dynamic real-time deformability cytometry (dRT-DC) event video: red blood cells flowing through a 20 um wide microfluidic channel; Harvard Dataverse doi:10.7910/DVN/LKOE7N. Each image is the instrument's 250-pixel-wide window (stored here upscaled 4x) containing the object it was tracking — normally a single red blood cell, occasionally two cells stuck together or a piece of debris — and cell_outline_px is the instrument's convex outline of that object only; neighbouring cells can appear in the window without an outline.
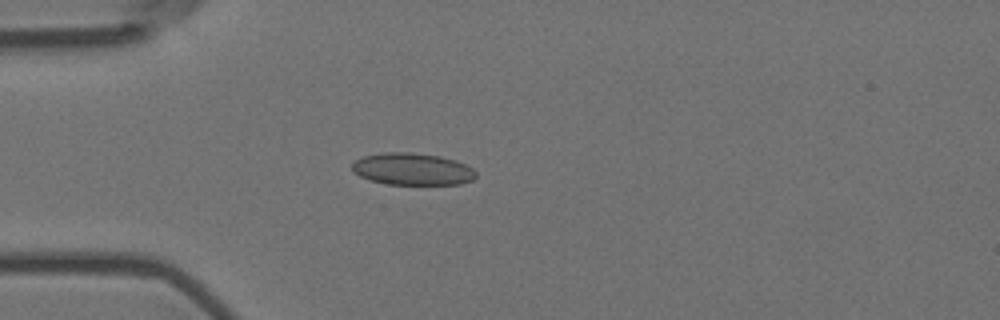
{"species": "Egyptian fruit bat (a non-hibernating species)", "species_latin": "Rousettus aegyptiacus", "temperature_condition": "room temperature", "stored_images_in_passage": 1, "camera_frame_rate_fps": 3000, "um_per_image_px": 0.085, "animal": {"sex": "female"}, "frame": {"image": 1, "passage_image": 1, "time_ms": 0.0, "image_size_px": [1000, 320], "cell_outline_px": [[476, 176], [472, 180], [460, 184], [388, 184], [368, 180], [352, 172], [352, 164], [360, 156], [384, 152], [408, 152], [440, 156], [456, 160], [472, 168], [476, 172]], "centroid_in_image_um": [35.02, 14.37], "position_along_channel_um": 50.0, "area_um2": 23.24}}